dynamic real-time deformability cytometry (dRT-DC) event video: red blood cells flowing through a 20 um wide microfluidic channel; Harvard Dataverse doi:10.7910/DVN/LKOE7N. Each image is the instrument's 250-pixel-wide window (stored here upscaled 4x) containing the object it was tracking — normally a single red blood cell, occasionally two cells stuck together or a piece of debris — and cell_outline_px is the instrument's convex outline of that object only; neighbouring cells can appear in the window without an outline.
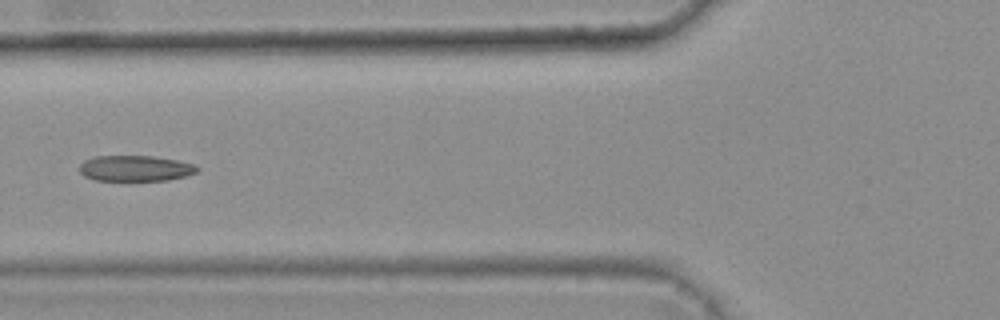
{"species": "common noctule bat (a hibernating species)", "species_latin": "Nyctalus noctula", "temperature_condition": "warm", "stored_images_in_passage": 5, "camera_frame_rate_fps": 3000, "um_per_image_px": 0.085, "animal": {"sex": "female", "body_mass_g": 25.1}, "frame": {"image": 1, "passage_image": 5, "time_ms": 1.333, "image_size_px": [1000, 320], "cell_outline_px": [[200, 168], [196, 172], [184, 176], [168, 180], [96, 180], [84, 176], [80, 172], [80, 164], [84, 160], [92, 156], [152, 156], [176, 160], [196, 164]], "centroid_in_image_um": [11.49, 14.3], "position_along_channel_um": 114.3, "area_um2": 17.63}}